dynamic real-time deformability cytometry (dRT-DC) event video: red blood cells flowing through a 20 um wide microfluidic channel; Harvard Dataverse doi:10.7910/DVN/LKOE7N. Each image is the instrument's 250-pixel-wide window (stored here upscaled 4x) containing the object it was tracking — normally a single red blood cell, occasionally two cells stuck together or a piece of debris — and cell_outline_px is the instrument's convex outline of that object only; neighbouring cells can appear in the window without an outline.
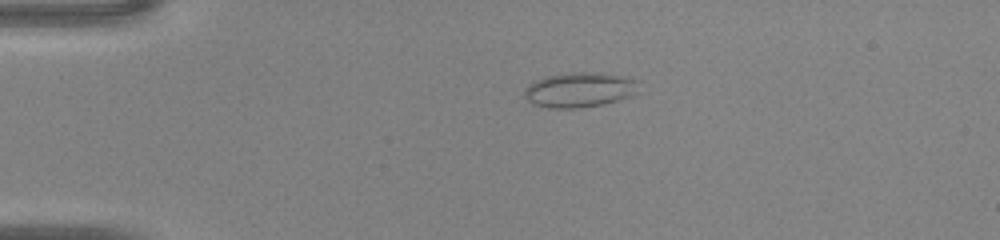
{"species": "common noctule bat (a hibernating species)", "species_latin": "Nyctalus noctula", "temperature_condition": "warm", "stored_images_in_passage": 37, "camera_frame_rate_fps": 3000, "um_per_image_px": 0.085, "animal": {"sex": "male", "body_mass_g": 20.0, "forearm_length_mm": 53.3}, "frame": {"image": 1, "passage_image": 2, "time_ms": 0.333, "image_size_px": [1000, 240], "cell_outline_px": [[644, 80], [640, 92], [632, 96], [604, 104], [580, 108], [548, 108], [532, 104], [524, 96], [524, 88], [528, 84], [536, 80], [548, 76], [576, 72], [584, 72], [628, 76]], "centroid_in_image_um": [49.38, 7.64], "position_along_channel_um": 35.6, "area_um2": 23.87}}
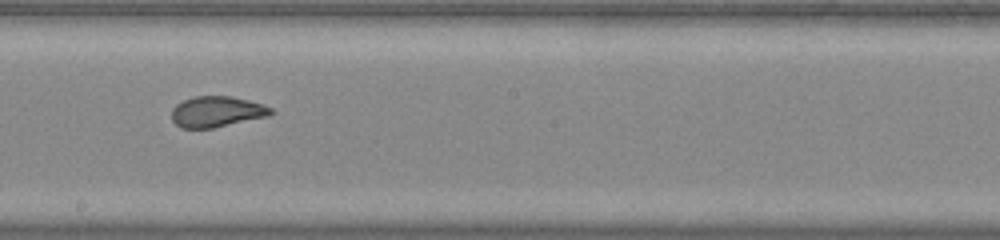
{"frame": {"image": 2, "passage_image": 18, "time_ms": 5.667, "image_size_px": [1000, 240], "cell_outline_px": [[276, 112], [268, 116], [212, 128], [180, 128], [172, 120], [172, 108], [176, 104], [184, 100], [196, 96], [232, 96], [264, 104], [272, 108]], "centroid_in_image_um": [18.44, 9.49], "position_along_channel_um": 229.8, "area_um2": 17.86}}
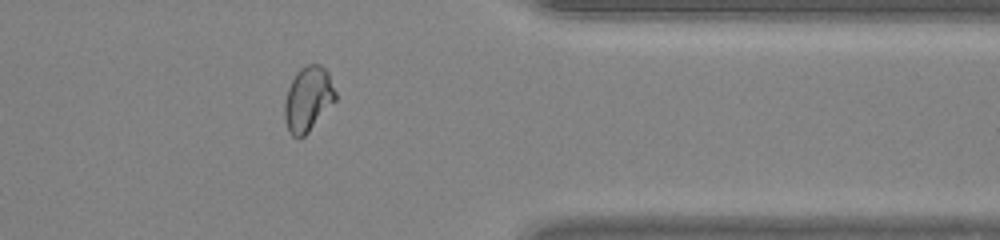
{"frame": {"image": 3, "passage_image": 29, "time_ms": 9.333, "image_size_px": [1000, 240], "cell_outline_px": [[336, 100], [308, 132], [300, 140], [296, 140], [288, 132], [284, 120], [284, 104], [288, 88], [296, 72], [300, 68], [308, 64], [320, 64], [328, 72], [336, 92]], "centroid_in_image_um": [26.16, 8.44], "position_along_channel_um": 385.2, "area_um2": 19.42}}